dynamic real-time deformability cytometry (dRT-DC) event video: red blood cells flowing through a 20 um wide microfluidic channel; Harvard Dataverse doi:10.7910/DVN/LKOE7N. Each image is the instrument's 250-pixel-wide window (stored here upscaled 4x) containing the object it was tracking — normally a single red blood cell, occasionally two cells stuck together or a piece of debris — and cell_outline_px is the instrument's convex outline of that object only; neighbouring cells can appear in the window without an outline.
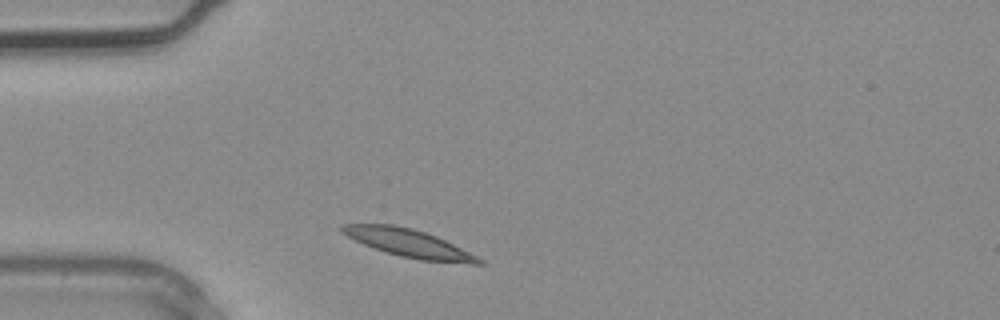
{"species": "common noctule bat (a hibernating species)", "species_latin": "Nyctalus noctula", "temperature_condition": "warm", "stored_images_in_passage": 1, "camera_frame_rate_fps": 3000, "um_per_image_px": 0.085, "animal": {"sex": "male", "body_mass_g": 20.4}, "frame": {"image": 1, "passage_image": 1, "time_ms": 0.0, "image_size_px": [1000, 320], "cell_outline_px": [[488, 264], [472, 264], [420, 260], [400, 256], [384, 252], [364, 244], [340, 232], [340, 224], [392, 224], [412, 228], [436, 236], [484, 260]], "centroid_in_image_um": [34.73, 20.67], "position_along_channel_um": 50.3, "area_um2": 22.08}}